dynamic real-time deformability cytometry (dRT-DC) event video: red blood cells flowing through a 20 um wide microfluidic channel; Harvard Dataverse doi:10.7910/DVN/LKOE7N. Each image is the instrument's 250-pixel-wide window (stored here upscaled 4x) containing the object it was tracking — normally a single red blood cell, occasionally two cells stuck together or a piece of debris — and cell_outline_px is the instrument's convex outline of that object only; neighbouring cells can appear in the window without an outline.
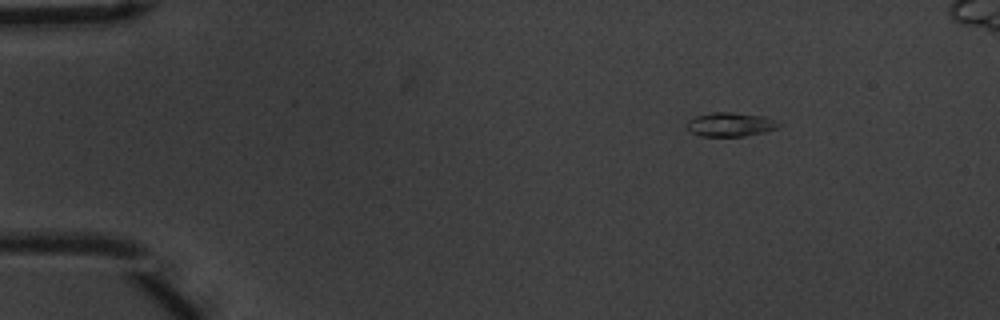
{"species": "common noctule bat (a hibernating species)", "species_latin": "Nyctalus noctula", "temperature_condition": "warm", "stored_images_in_passage": 49, "camera_frame_rate_fps": 3000, "um_per_image_px": 0.085, "animal": {"sex": "male", "body_mass_g": 20.1, "forearm_length_mm": 53.5}, "frame": {"image": 1, "passage_image": 1, "time_ms": 0.0, "image_size_px": [1000, 320], "cell_outline_px": [[784, 124], [776, 128], [764, 132], [744, 136], [700, 136], [692, 132], [688, 128], [688, 120], [696, 116], [712, 112], [732, 112], [764, 116], [776, 120]], "centroid_in_image_um": [62.13, 10.57], "position_along_channel_um": 22.9, "area_um2": 12.83}}
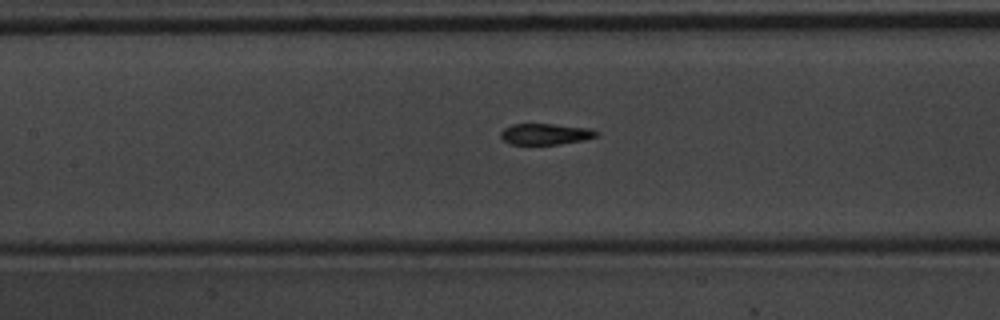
{"frame": {"image": 2, "passage_image": 19, "time_ms": 6.0, "image_size_px": [1000, 320], "cell_outline_px": [[600, 136], [584, 140], [560, 144], [512, 144], [504, 140], [500, 136], [500, 132], [504, 128], [512, 124], [552, 124], [592, 128], [600, 132]], "centroid_in_image_um": [46.43, 11.39], "position_along_channel_um": 161.0, "area_um2": 11.91}}
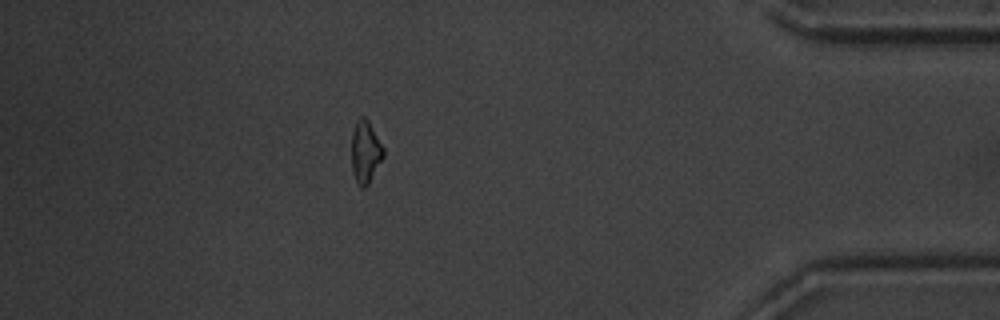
{"frame": {"image": 3, "passage_image": 42, "time_ms": 13.667, "image_size_px": [1000, 320], "cell_outline_px": [[384, 156], [368, 184], [364, 188], [360, 188], [352, 172], [352, 132], [356, 120], [360, 116], [364, 116], [368, 120], [384, 148]], "centroid_in_image_um": [31.05, 12.9], "position_along_channel_um": 404.1, "area_um2": 11.56}, "authors_computed_cell_mechanics": {"area_um2": 12.3114, "velocity_mm_per_s": 3.6943, "shape_relaxation_time_tau1_ms": 3.794, "shape_relaxation_time_tau2_ms": 1.9676, "deformation_change_tau1": 0.1496, "deformation_change_tau2": 0.0578}}